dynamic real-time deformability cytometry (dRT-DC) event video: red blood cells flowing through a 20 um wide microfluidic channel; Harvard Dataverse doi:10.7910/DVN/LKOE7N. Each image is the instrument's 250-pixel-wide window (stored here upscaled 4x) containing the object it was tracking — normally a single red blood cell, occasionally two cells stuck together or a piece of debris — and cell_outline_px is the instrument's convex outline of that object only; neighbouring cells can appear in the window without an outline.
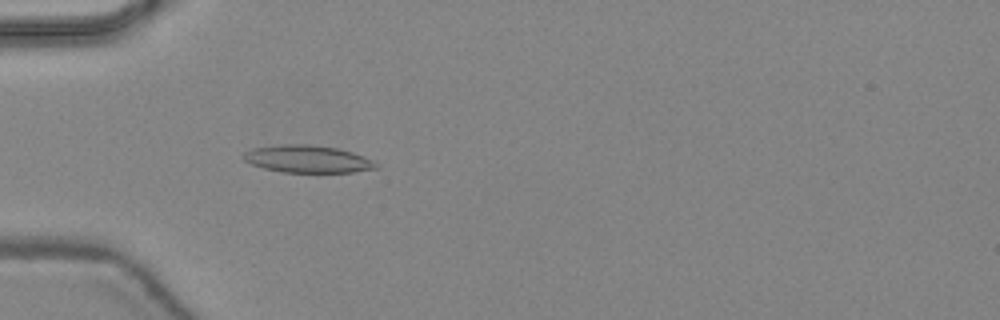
{"species": "common noctule bat (a hibernating species)", "species_latin": "Nyctalus noctula", "temperature_condition": "warm", "stored_images_in_passage": 48, "camera_frame_rate_fps": 3000, "um_per_image_px": 0.085, "animal": {"sex": "female", "body_mass_g": 24.6, "forearm_length_mm": 56.2}, "frame": {"image": 1, "passage_image": 16, "time_ms": 5.0, "image_size_px": [1000, 320], "cell_outline_px": [[380, 168], [352, 172], [284, 172], [264, 168], [252, 164], [244, 160], [240, 156], [244, 152], [252, 148], [280, 144], [304, 144], [336, 148], [352, 152], [364, 156], [372, 160]], "centroid_in_image_um": [26.12, 13.51], "position_along_channel_um": 58.9, "area_um2": 21.1}}
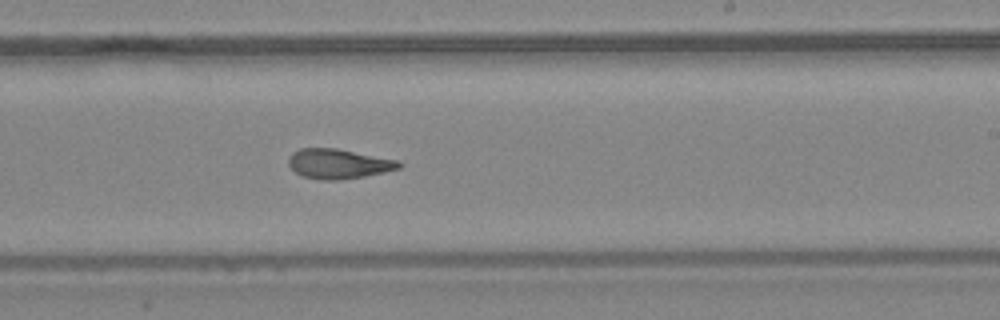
{"frame": {"image": 2, "passage_image": 30, "time_ms": 9.667, "image_size_px": [1000, 320], "cell_outline_px": [[404, 164], [400, 168], [384, 172], [364, 176], [340, 180], [320, 180], [304, 176], [296, 172], [288, 164], [288, 156], [292, 152], [300, 148], [336, 148], [400, 160]], "centroid_in_image_um": [28.79, 13.91], "position_along_channel_um": 260.2, "area_um2": 19.31}}
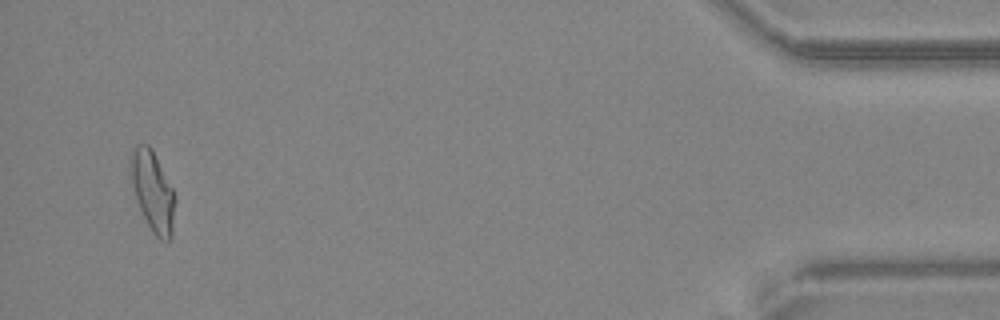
{"frame": {"image": 3, "passage_image": 46, "time_ms": 15.0, "image_size_px": [1000, 320], "cell_outline_px": [[176, 204], [172, 236], [168, 240], [160, 240], [152, 232], [136, 200], [128, 176], [128, 168], [132, 148], [136, 144], [148, 144], [152, 148], [176, 196]], "centroid_in_image_um": [12.96, 16.23], "position_along_channel_um": 422.2, "area_um2": 21.27}, "authors_computed_cell_mechanics": {"area_um2": 19.9699, "velocity_mm_per_s": 4.4466, "shape_relaxation_time_tau1_ms": null, "shape_relaxation_time_tau2_ms": 2.6459, "deformation_change_tau1": null, "deformation_change_tau2": 0.1162}}